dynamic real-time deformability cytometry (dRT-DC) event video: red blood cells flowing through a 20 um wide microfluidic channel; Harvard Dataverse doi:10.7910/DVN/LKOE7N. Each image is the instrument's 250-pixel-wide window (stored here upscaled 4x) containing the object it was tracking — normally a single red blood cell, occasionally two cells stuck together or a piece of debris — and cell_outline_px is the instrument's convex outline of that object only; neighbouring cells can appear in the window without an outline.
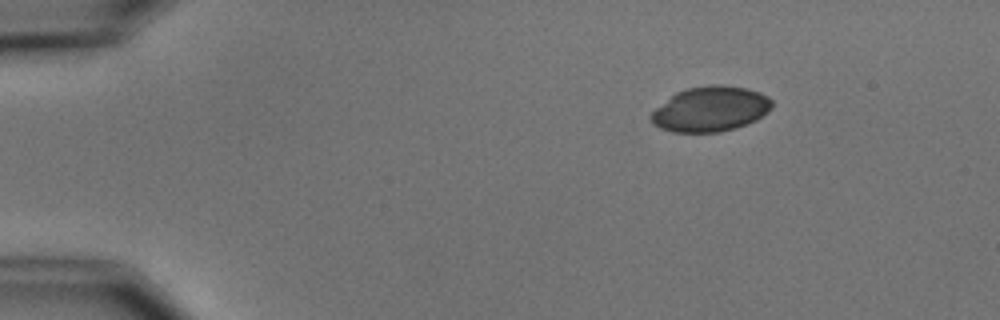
{"species": "common noctule bat (a hibernating species)", "species_latin": "Nyctalus noctula", "temperature_condition": "cold", "stored_images_in_passage": 3, "camera_frame_rate_fps": 3000, "um_per_image_px": 0.085, "animal": {"sex": "male", "body_mass_g": 15.6}, "frame": {"image": 1, "passage_image": 1, "time_ms": 0.0, "image_size_px": [1000, 320], "cell_outline_px": [[772, 108], [768, 112], [756, 120], [736, 128], [720, 132], [672, 132], [660, 128], [652, 124], [648, 120], [648, 116], [656, 108], [676, 92], [688, 88], [712, 84], [720, 84], [748, 88], [760, 92], [768, 96], [772, 100]], "centroid_in_image_um": [60.39, 9.27], "position_along_channel_um": 24.6, "area_um2": 32.08}}